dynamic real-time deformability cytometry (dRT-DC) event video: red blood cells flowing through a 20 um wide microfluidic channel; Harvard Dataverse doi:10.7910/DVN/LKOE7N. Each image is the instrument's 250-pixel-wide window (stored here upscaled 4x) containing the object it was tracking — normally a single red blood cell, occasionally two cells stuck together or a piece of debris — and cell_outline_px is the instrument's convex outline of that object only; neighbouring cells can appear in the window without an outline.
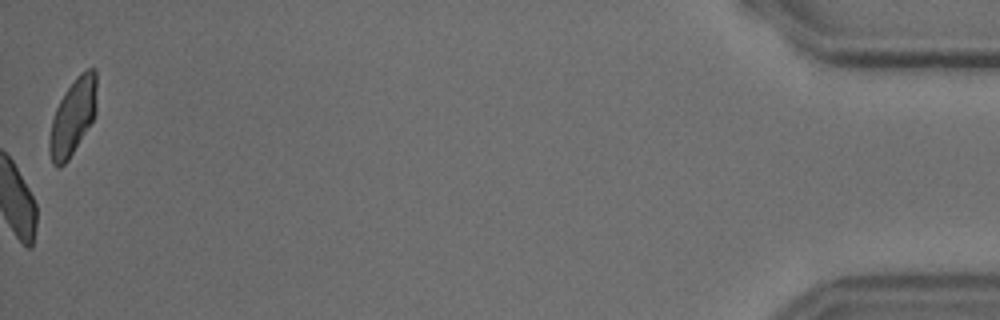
{"species": "common noctule bat (a hibernating species)", "species_latin": "Nyctalus noctula", "temperature_condition": "cold", "stored_images_in_passage": 41, "camera_frame_rate_fps": 3000, "um_per_image_px": 0.085, "animal": {"sex": "male", "body_mass_g": 18.8}, "frame": {"image": 1, "passage_image": 41, "time_ms": 13.333, "image_size_px": [1000, 320], "cell_outline_px": [[96, 112], [92, 120], [68, 160], [60, 168], [52, 164], [48, 152], [48, 140], [52, 120], [56, 108], [60, 100], [76, 76], [80, 72], [88, 68], [96, 68]], "centroid_in_image_um": [6.17, 9.94], "position_along_channel_um": 429.0, "area_um2": 20.92}}